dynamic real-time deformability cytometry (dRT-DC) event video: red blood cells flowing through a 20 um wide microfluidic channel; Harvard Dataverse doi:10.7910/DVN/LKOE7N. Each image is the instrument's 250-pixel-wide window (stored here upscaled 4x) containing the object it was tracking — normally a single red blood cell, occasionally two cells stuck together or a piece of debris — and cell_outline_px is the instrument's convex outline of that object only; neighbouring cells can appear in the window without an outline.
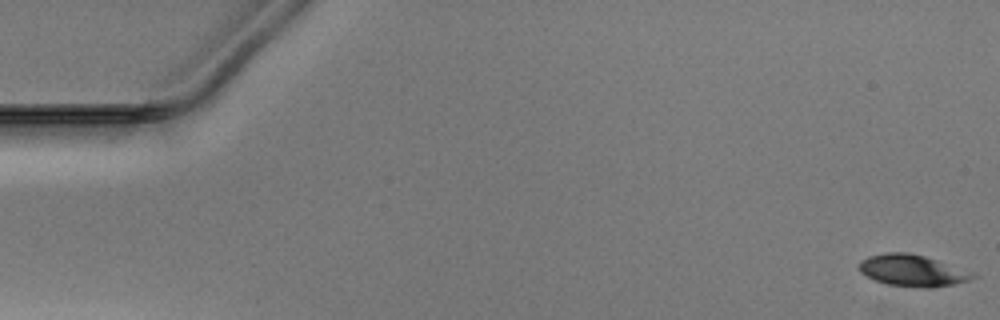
{"species": "Egyptian fruit bat (a non-hibernating species)", "species_latin": "Rousettus aegyptiacus", "temperature_condition": "warm", "stored_images_in_passage": 50, "camera_frame_rate_fps": 3000, "um_per_image_px": 0.085, "animal": {"sex": "male"}, "frame": {"image": 1, "passage_image": 1, "time_ms": 0.0, "image_size_px": [1000, 320], "cell_outline_px": [[976, 276], [968, 280], [952, 284], [928, 288], [888, 284], [876, 280], [860, 272], [860, 260], [868, 256], [888, 252], [908, 252], [924, 256], [936, 260]], "centroid_in_image_um": [77.45, 22.98], "position_along_channel_um": 7.6, "area_um2": 20.06}}
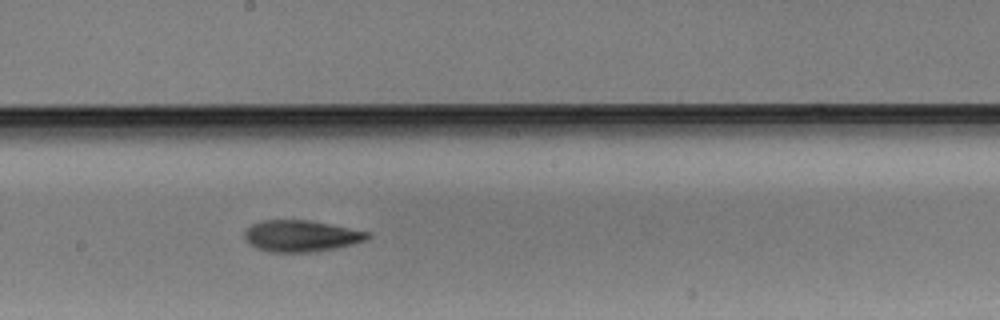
{"frame": {"image": 2, "passage_image": 28, "time_ms": 9.0, "image_size_px": [1000, 320], "cell_outline_px": [[372, 236], [368, 240], [336, 248], [308, 252], [272, 252], [256, 248], [248, 244], [244, 240], [244, 228], [260, 220], [308, 220], [372, 232]], "centroid_in_image_um": [25.58, 20.05], "position_along_channel_um": 222.6, "area_um2": 22.83}}
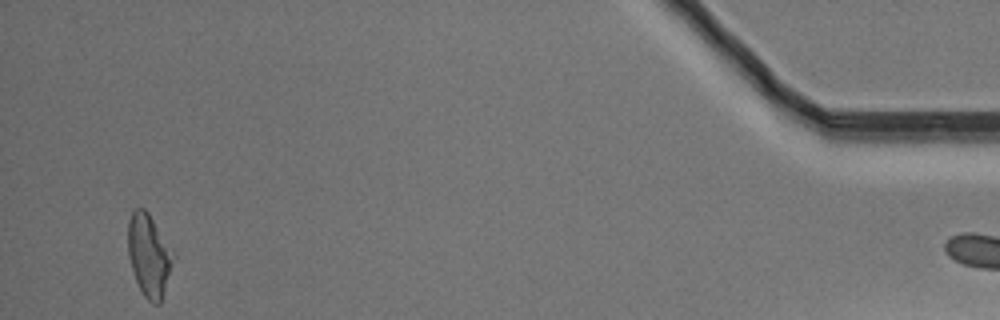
{"frame": {"image": 3, "passage_image": 49, "time_ms": 16.0, "image_size_px": [1000, 320], "cell_outline_px": [[176, 256], [160, 304], [152, 304], [144, 296], [136, 280], [128, 256], [128, 220], [132, 208], [144, 208], [148, 212], [176, 252]], "centroid_in_image_um": [12.69, 21.66], "position_along_channel_um": 422.5, "area_um2": 22.2}}